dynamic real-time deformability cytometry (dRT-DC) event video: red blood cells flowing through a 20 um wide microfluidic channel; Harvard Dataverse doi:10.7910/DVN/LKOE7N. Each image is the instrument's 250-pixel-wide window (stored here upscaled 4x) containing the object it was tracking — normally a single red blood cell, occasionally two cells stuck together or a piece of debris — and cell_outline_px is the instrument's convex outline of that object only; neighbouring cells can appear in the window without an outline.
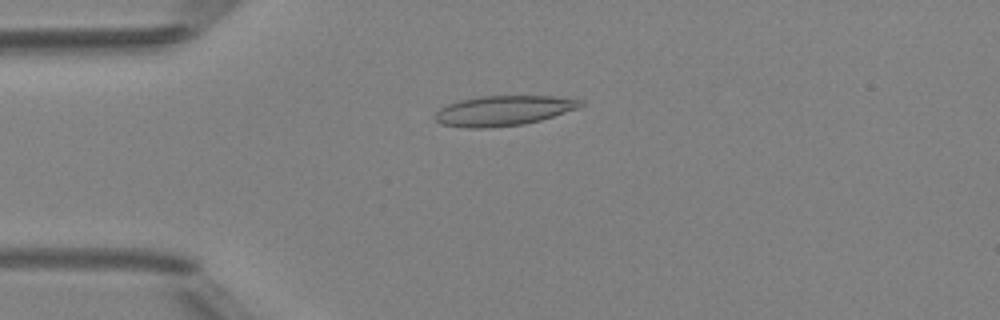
{"species": "Egyptian fruit bat (a non-hibernating species)", "species_latin": "Rousettus aegyptiacus", "temperature_condition": "room temperature", "stored_images_in_passage": 38, "camera_frame_rate_fps": 3000, "um_per_image_px": 0.085, "animal": {"sex": "female"}, "frame": {"image": 1, "passage_image": 1, "time_ms": 0.0, "image_size_px": [1000, 320], "cell_outline_px": [[584, 104], [580, 108], [540, 120], [524, 124], [488, 128], [468, 128], [440, 124], [436, 120], [436, 112], [440, 108], [448, 104], [460, 100], [480, 96], [552, 96], [584, 100]], "centroid_in_image_um": [42.82, 9.4], "position_along_channel_um": 42.2, "area_um2": 25.49}}
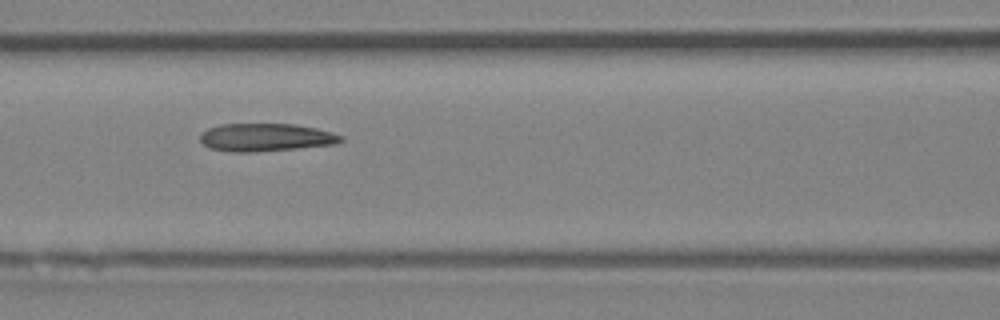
{"frame": {"image": 2, "passage_image": 10, "time_ms": 3.0, "image_size_px": [1000, 320], "cell_outline_px": [[344, 140], [336, 144], [256, 152], [232, 152], [208, 148], [200, 140], [200, 132], [208, 128], [220, 124], [296, 124], [316, 128], [332, 132], [344, 136]], "centroid_in_image_um": [22.58, 11.67], "position_along_channel_um": 144.0, "area_um2": 23.06}}
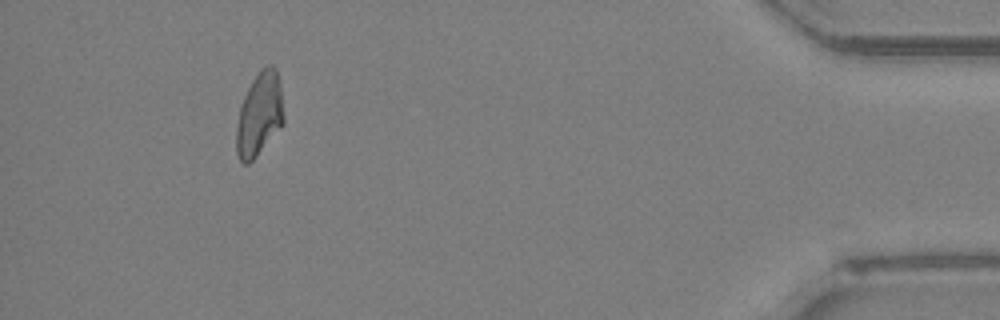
{"frame": {"image": 3, "passage_image": 34, "time_ms": 11.0, "image_size_px": [1000, 320], "cell_outline_px": [[284, 124], [256, 156], [248, 164], [244, 164], [240, 160], [236, 152], [236, 128], [240, 108], [244, 96], [252, 80], [260, 68], [268, 64], [272, 64], [276, 68], [280, 84], [284, 116]], "centroid_in_image_um": [22.06, 9.7], "position_along_channel_um": 413.1, "area_um2": 23.12}, "authors_computed_cell_mechanics": {"area_um2": 22.5709, "velocity_mm_per_s": 4.1727, "shape_relaxation_time_tau1_ms": null, "shape_relaxation_time_tau2_ms": 7.5173, "deformation_change_tau1": null, "deformation_change_tau2": 0.1722}}